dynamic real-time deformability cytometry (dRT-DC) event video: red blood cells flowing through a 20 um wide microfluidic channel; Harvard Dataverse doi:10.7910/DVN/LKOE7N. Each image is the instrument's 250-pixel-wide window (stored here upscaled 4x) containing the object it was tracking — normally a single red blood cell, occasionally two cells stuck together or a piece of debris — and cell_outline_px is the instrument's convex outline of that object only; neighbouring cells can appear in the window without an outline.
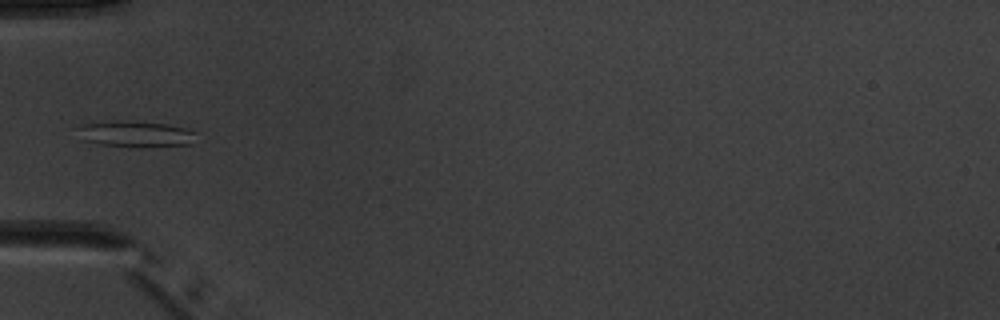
{"species": "common noctule bat (a hibernating species)", "species_latin": "Nyctalus noctula", "temperature_condition": "warm", "stored_images_in_passage": 4, "camera_frame_rate_fps": 3000, "um_per_image_px": 0.085, "animal": {"sex": "male", "body_mass_g": 20.1, "forearm_length_mm": 53.5}, "frame": {"image": 1, "passage_image": 4, "time_ms": 3.333, "image_size_px": [1000, 320], "cell_outline_px": [[196, 132], [192, 144], [140, 148], [100, 144], [84, 140], [76, 128], [84, 124], [164, 124], [184, 128]], "centroid_in_image_um": [11.61, 11.47], "position_along_channel_um": 73.4, "area_um2": 16.76}}